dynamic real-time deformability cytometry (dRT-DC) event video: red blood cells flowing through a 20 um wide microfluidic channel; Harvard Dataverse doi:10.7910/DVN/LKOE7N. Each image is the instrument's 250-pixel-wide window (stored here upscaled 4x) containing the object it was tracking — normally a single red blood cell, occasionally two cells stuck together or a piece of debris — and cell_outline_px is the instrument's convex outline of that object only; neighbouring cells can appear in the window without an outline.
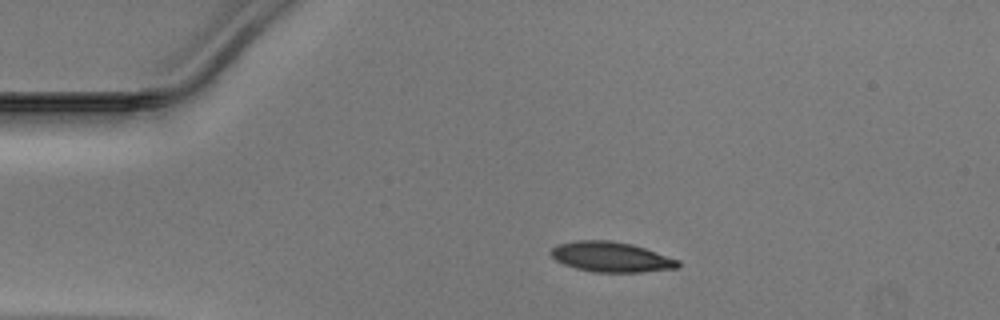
{"species": "Egyptian fruit bat (a non-hibernating species)", "species_latin": "Rousettus aegyptiacus", "temperature_condition": "warm", "stored_images_in_passage": 36, "camera_frame_rate_fps": 3000, "um_per_image_px": 0.085, "animal": {"sex": "male"}, "frame": {"image": 1, "passage_image": 1, "time_ms": 0.0, "image_size_px": [1000, 320], "cell_outline_px": [[680, 264], [676, 268], [644, 272], [596, 272], [576, 268], [564, 264], [556, 260], [548, 252], [556, 244], [576, 240], [608, 240], [632, 244], [680, 260]], "centroid_in_image_um": [51.92, 21.83], "position_along_channel_um": 33.1, "area_um2": 22.31}}
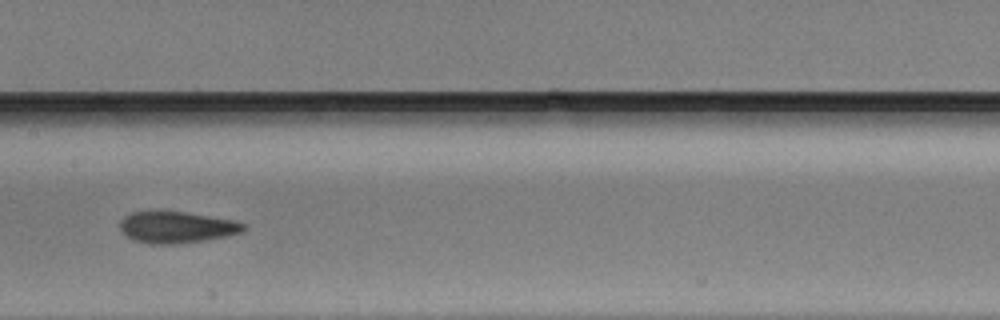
{"frame": {"image": 2, "passage_image": 16, "time_ms": 5.0, "image_size_px": [1000, 320], "cell_outline_px": [[248, 228], [244, 232], [228, 236], [204, 240], [176, 244], [152, 244], [132, 240], [120, 232], [120, 220], [124, 216], [132, 212], [184, 212], [232, 220], [248, 224]], "centroid_in_image_um": [15.03, 19.33], "position_along_channel_um": 192.4, "area_um2": 22.77}}
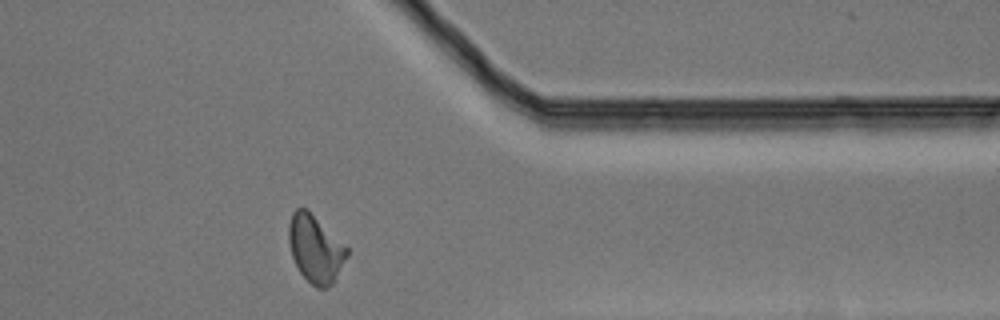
{"frame": {"image": 3, "passage_image": 31, "time_ms": 10.0, "image_size_px": [1000, 320], "cell_outline_px": [[348, 256], [332, 284], [324, 288], [316, 288], [300, 272], [292, 256], [288, 240], [288, 228], [292, 212], [296, 208], [308, 208], [348, 248]], "centroid_in_image_um": [26.8, 21.12], "position_along_channel_um": 384.6, "area_um2": 22.83}}